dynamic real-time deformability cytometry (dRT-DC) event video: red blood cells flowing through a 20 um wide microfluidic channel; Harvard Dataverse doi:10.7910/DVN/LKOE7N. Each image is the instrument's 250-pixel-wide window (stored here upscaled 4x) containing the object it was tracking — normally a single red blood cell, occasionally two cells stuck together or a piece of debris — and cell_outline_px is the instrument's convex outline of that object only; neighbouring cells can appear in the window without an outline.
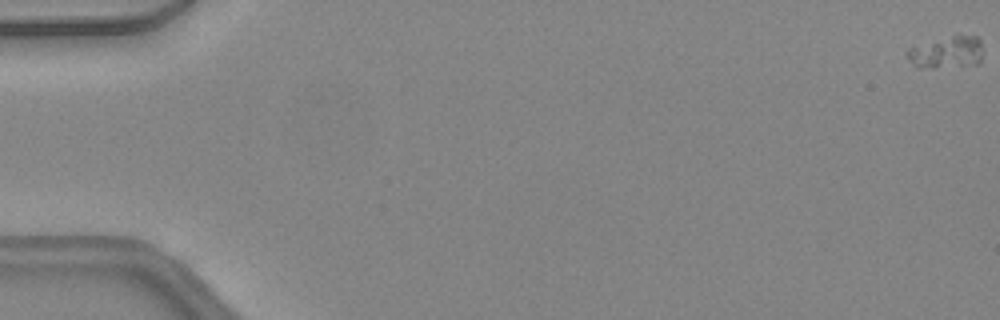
{"species": "common noctule bat (a hibernating species)", "species_latin": "Nyctalus noctula", "temperature_condition": "warm", "stored_images_in_passage": 48, "camera_frame_rate_fps": 3000, "um_per_image_px": 0.085, "animal": {"sex": "female", "body_mass_g": 24.6, "forearm_length_mm": 56.2}, "frame": {"image": 1, "passage_image": 1, "time_ms": 0.0, "image_size_px": [1000, 320], "cell_outline_px": [[980, 64], [932, 68], [916, 68], [908, 60], [904, 52], [908, 48], [952, 36], [976, 36], [980, 40]], "centroid_in_image_um": [80.4, 4.49], "position_along_channel_um": 4.6, "area_um2": 13.93}}
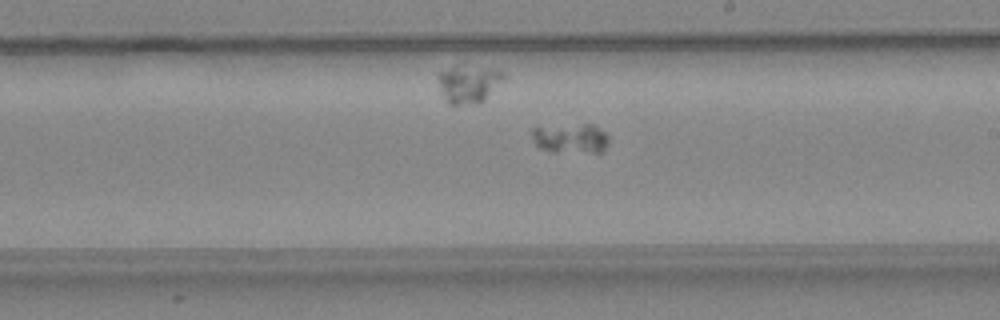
{"frame": {"image": 2, "passage_image": 29, "time_ms": 9.333, "image_size_px": [1000, 320], "cell_outline_px": [[608, 144], [604, 152], [552, 152], [540, 148], [536, 144], [532, 136], [532, 128], [584, 124], [592, 124], [604, 132], [608, 136]], "centroid_in_image_um": [48.53, 11.78], "position_along_channel_um": 240.5, "area_um2": 13.18}}
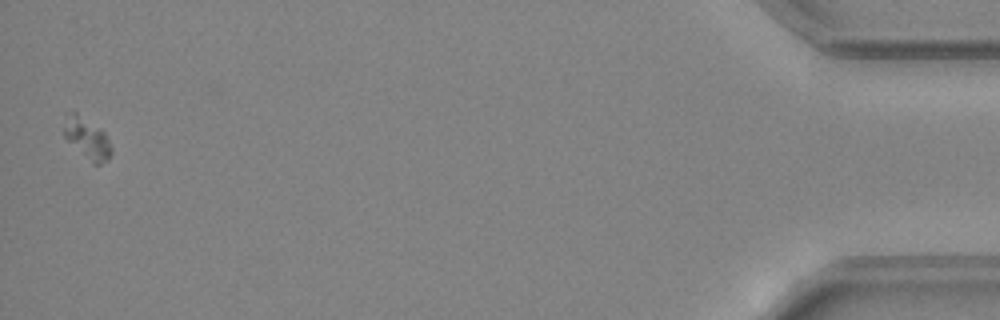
{"frame": {"image": 3, "passage_image": 48, "time_ms": 15.667, "image_size_px": [1000, 320], "cell_outline_px": [[112, 152], [100, 164], [92, 164], [64, 136], [64, 128], [72, 112], [76, 112], [100, 128], [104, 132], [112, 148]], "centroid_in_image_um": [7.44, 11.79], "position_along_channel_um": 427.8, "area_um2": 10.69}}